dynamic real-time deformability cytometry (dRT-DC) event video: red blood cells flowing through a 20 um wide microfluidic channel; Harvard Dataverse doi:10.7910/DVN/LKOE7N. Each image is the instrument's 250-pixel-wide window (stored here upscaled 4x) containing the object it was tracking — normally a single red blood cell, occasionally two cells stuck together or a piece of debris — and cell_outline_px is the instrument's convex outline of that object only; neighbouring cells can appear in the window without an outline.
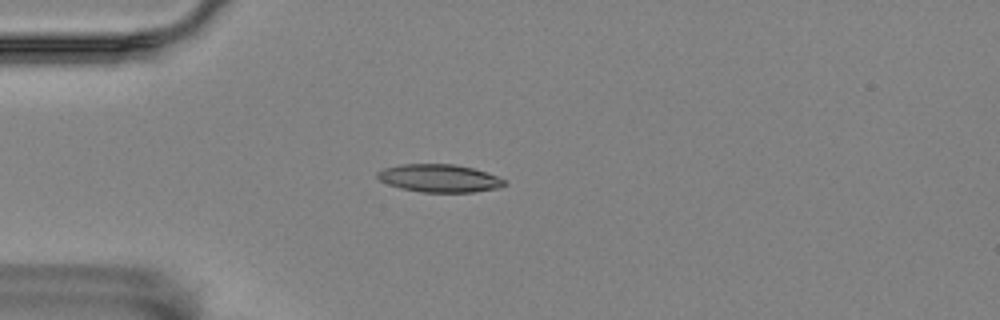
{"species": "Egyptian fruit bat (a non-hibernating species)", "species_latin": "Rousettus aegyptiacus", "temperature_condition": "room temperature", "stored_images_in_passage": 47, "camera_frame_rate_fps": 3000, "um_per_image_px": 0.085, "animal": {"sex": "female"}, "frame": {"image": 1, "passage_image": 7, "time_ms": 2.0, "image_size_px": [1000, 320], "cell_outline_px": [[508, 184], [500, 188], [472, 192], [420, 192], [400, 188], [388, 184], [380, 180], [376, 176], [376, 172], [384, 168], [400, 164], [452, 164], [472, 168], [496, 176], [504, 180]], "centroid_in_image_um": [37.32, 15.15], "position_along_channel_um": 47.7, "area_um2": 20.58}}
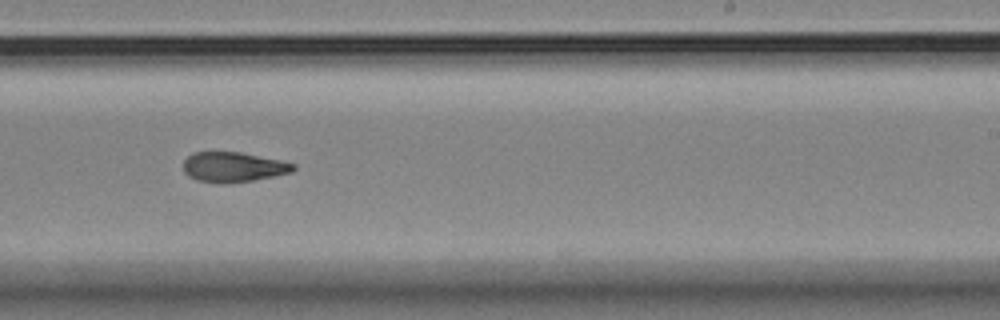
{"frame": {"image": 2, "passage_image": 27, "time_ms": 8.667, "image_size_px": [1000, 320], "cell_outline_px": [[296, 168], [292, 172], [252, 180], [228, 184], [220, 184], [196, 180], [188, 176], [184, 172], [184, 160], [192, 152], [240, 152], [296, 164]], "centroid_in_image_um": [19.79, 14.21], "position_along_channel_um": 269.2, "area_um2": 19.19}}
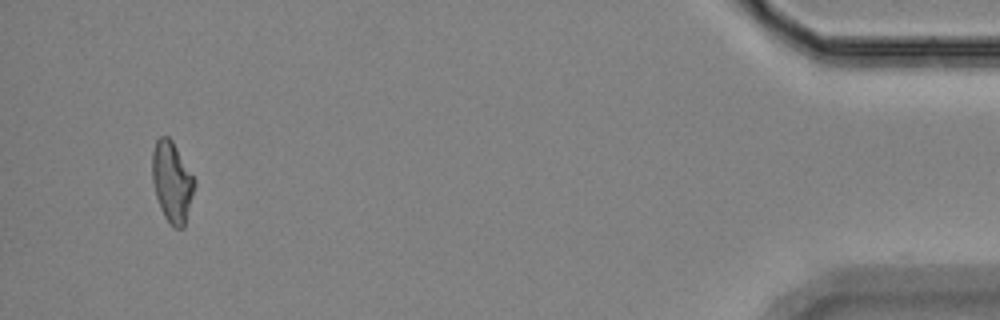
{"frame": {"image": 3, "passage_image": 46, "time_ms": 15.0, "image_size_px": [1000, 320], "cell_outline_px": [[196, 184], [184, 228], [176, 228], [164, 216], [160, 208], [156, 196], [152, 180], [152, 152], [156, 140], [160, 136], [168, 136], [172, 140], [196, 180]], "centroid_in_image_um": [14.62, 15.44], "position_along_channel_um": 420.6, "area_um2": 19.88}}